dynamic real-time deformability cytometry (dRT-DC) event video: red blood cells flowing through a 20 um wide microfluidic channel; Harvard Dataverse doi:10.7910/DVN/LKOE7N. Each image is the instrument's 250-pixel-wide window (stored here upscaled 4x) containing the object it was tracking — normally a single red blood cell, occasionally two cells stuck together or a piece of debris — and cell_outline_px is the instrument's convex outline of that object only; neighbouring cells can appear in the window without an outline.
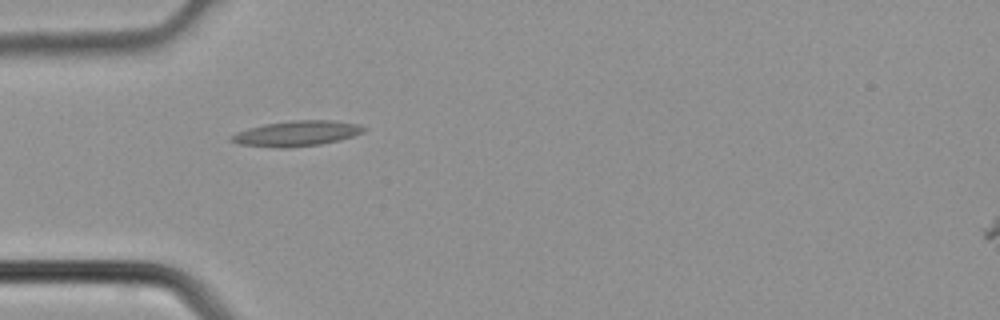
{"species": "common noctule bat (a hibernating species)", "species_latin": "Nyctalus noctula", "temperature_condition": "cold", "stored_images_in_passage": 4, "camera_frame_rate_fps": 3000, "um_per_image_px": 0.085, "animal": {"sex": "male", "body_mass_g": 21.5, "forearm_length_mm": 52.0}, "frame": {"image": 1, "passage_image": 4, "time_ms": 1.0, "image_size_px": [1000, 320], "cell_outline_px": [[368, 128], [364, 132], [340, 140], [320, 144], [288, 148], [280, 148], [240, 144], [228, 140], [228, 136], [236, 132], [248, 128], [264, 124], [296, 120], [328, 120], [356, 124]], "centroid_in_image_um": [25.18, 11.35], "position_along_channel_um": 59.8, "area_um2": 19.54}}